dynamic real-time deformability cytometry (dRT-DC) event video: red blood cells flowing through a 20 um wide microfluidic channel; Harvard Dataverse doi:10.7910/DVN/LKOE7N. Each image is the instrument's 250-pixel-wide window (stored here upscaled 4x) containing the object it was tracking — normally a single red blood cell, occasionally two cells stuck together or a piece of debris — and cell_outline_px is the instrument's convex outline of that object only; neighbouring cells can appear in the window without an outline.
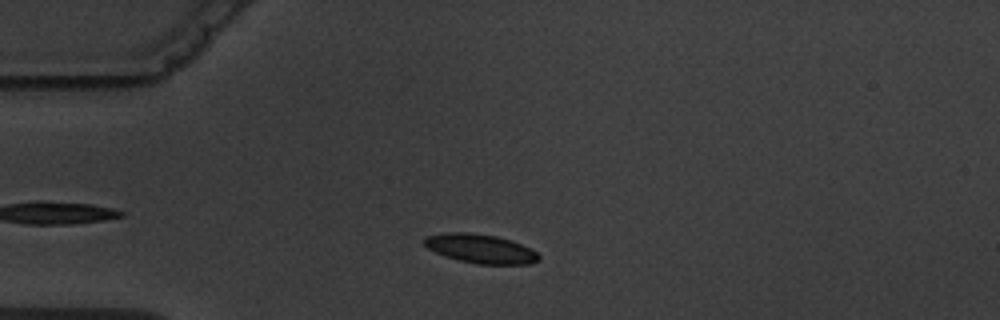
{"species": "common noctule bat (a hibernating species)", "species_latin": "Nyctalus noctula", "temperature_condition": "warm", "stored_images_in_passage": 6, "camera_frame_rate_fps": 3000, "um_per_image_px": 0.085, "animal": {"sex": "male", "body_mass_g": 19.5, "forearm_length_mm": 54.6}, "frame": {"image": 1, "passage_image": 2, "time_ms": 1.333, "image_size_px": [1000, 320], "cell_outline_px": [[540, 260], [532, 264], [476, 264], [460, 260], [436, 252], [428, 248], [424, 244], [424, 236], [448, 232], [468, 232], [496, 236], [512, 240], [536, 252], [540, 256]], "centroid_in_image_um": [40.86, 21.13], "position_along_channel_um": 44.1, "area_um2": 19.25}}
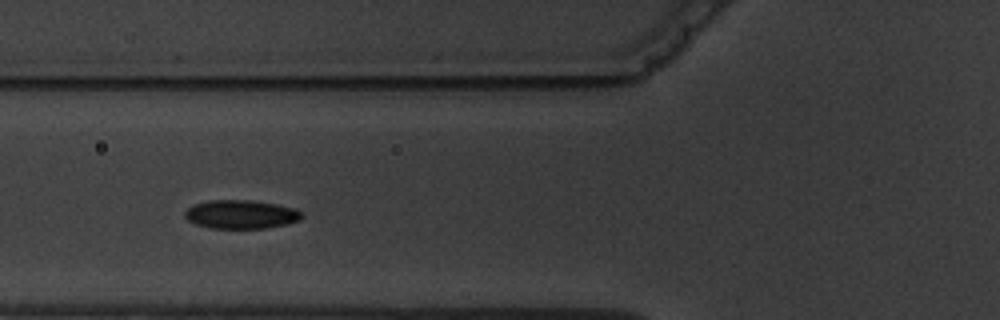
{"frame": {"image": 2, "passage_image": 4, "time_ms": 3.667, "image_size_px": [1000, 320], "cell_outline_px": [[304, 216], [300, 220], [284, 224], [264, 228], [208, 228], [196, 224], [188, 220], [184, 216], [184, 212], [188, 208], [196, 204], [208, 200], [248, 200], [276, 204], [296, 208]], "centroid_in_image_um": [20.47, 18.22], "position_along_channel_um": 105.3, "area_um2": 19.42}}